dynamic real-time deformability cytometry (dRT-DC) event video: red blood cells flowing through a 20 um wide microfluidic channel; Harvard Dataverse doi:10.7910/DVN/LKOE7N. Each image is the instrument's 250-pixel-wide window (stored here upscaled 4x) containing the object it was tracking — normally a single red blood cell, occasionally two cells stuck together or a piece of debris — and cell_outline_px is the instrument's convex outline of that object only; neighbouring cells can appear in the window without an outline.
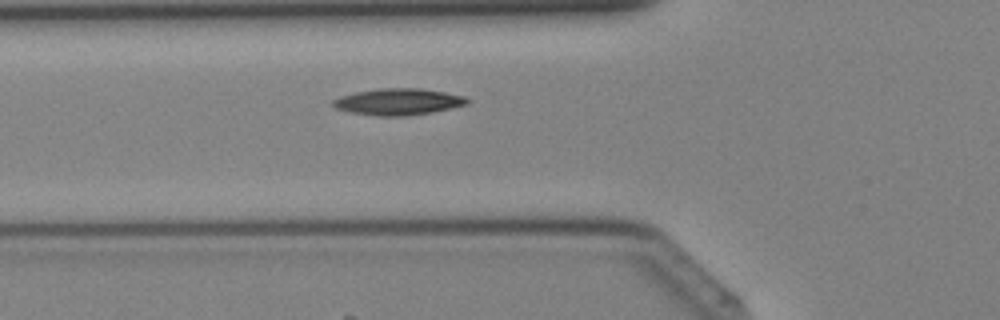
{"species": "Egyptian fruit bat (a non-hibernating species)", "species_latin": "Rousettus aegyptiacus", "temperature_condition": "cold", "stored_images_in_passage": 28, "camera_frame_rate_fps": 3000, "um_per_image_px": 0.085, "animal": {"sex": "female"}, "frame": {"image": 1, "passage_image": 2, "time_ms": 0.333, "image_size_px": [1000, 320], "cell_outline_px": [[468, 104], [452, 108], [432, 112], [408, 116], [376, 116], [348, 112], [336, 108], [332, 104], [332, 100], [340, 96], [356, 92], [380, 88], [420, 88], [444, 92], [464, 96], [468, 100]], "centroid_in_image_um": [33.83, 8.65], "position_along_channel_um": 92.0, "area_um2": 20.81}}
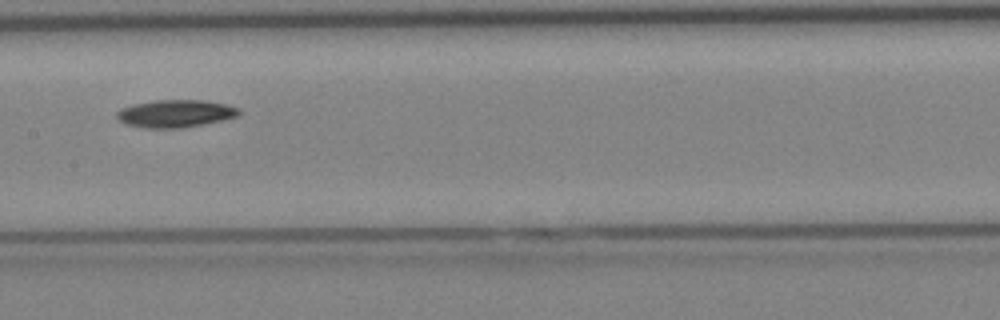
{"frame": {"image": 2, "passage_image": 8, "time_ms": 2.333, "image_size_px": [1000, 320], "cell_outline_px": [[240, 112], [236, 116], [220, 120], [184, 128], [144, 128], [124, 124], [116, 116], [116, 112], [120, 108], [132, 104], [152, 100], [208, 100], [240, 108]], "centroid_in_image_um": [14.85, 9.64], "position_along_channel_um": 192.5, "area_um2": 19.71}}
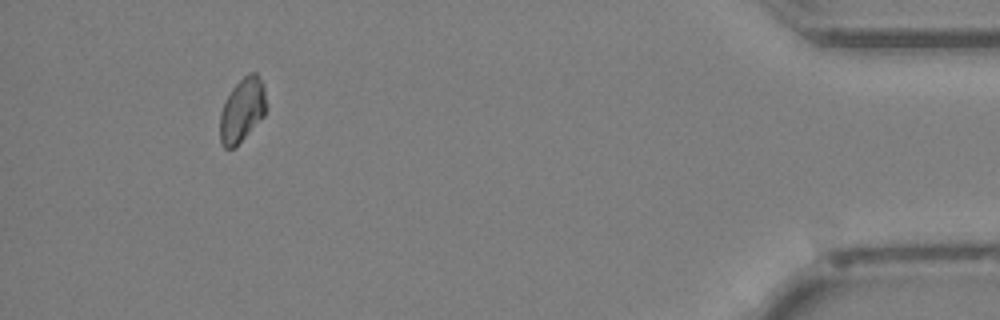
{"frame": {"image": 3, "passage_image": 25, "time_ms": 8.0, "image_size_px": [1000, 320], "cell_outline_px": [[268, 108], [264, 116], [232, 148], [224, 148], [220, 144], [220, 112], [232, 88], [248, 72], [256, 72], [264, 84]], "centroid_in_image_um": [20.61, 9.31], "position_along_channel_um": 414.6, "area_um2": 17.17}}